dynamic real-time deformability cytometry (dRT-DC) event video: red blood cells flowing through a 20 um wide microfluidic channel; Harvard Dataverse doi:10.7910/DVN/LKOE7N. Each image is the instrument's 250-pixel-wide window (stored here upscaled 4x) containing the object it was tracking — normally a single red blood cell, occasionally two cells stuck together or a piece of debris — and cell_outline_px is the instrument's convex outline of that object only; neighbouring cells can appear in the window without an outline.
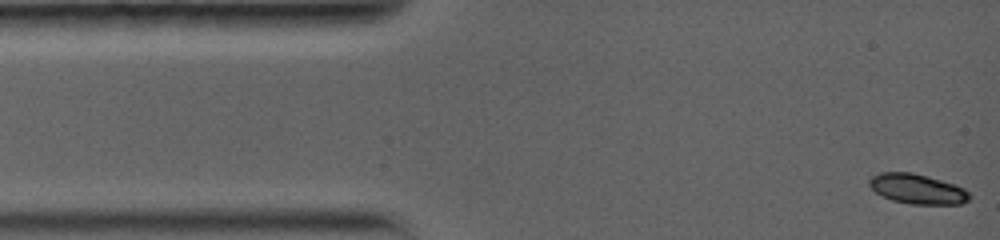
{"species": "common noctule bat (a hibernating species)", "species_latin": "Nyctalus noctula", "temperature_condition": "warm", "stored_images_in_passage": 69, "camera_frame_rate_fps": 5000, "um_per_image_px": 0.085, "animal": {"sex": "female", "body_mass_g": 19.0, "forearm_length_mm": 56.7}, "frame": {"image": 1, "passage_image": 1, "time_ms": 0.0, "image_size_px": [1000, 240], "cell_outline_px": [[972, 196], [968, 200], [960, 204], [912, 204], [892, 200], [876, 192], [868, 184], [868, 180], [872, 176], [880, 172], [912, 172], [928, 176], [964, 188]], "centroid_in_image_um": [77.96, 16.05], "position_along_channel_um": 7.0, "area_um2": 17.34}}
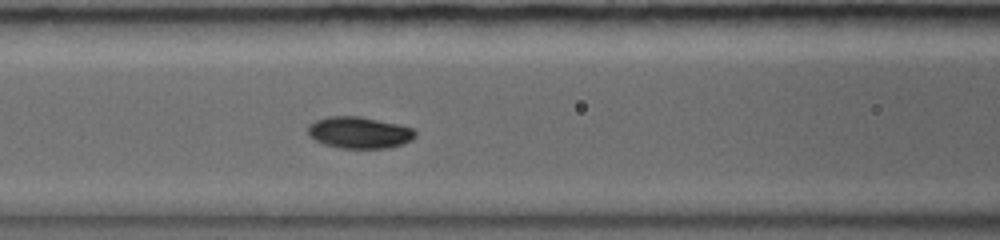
{"frame": {"image": 2, "passage_image": 28, "time_ms": 5.4, "image_size_px": [1000, 240], "cell_outline_px": [[416, 136], [412, 140], [404, 144], [388, 148], [340, 148], [324, 144], [308, 136], [308, 124], [316, 120], [328, 116], [360, 116], [396, 124], [412, 128], [416, 132]], "centroid_in_image_um": [30.53, 11.27], "position_along_channel_um": 136.1, "area_um2": 19.83}}
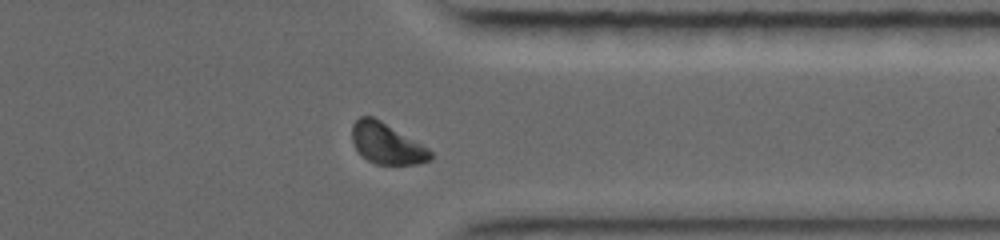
{"frame": {"image": 3, "passage_image": 60, "time_ms": 11.8, "image_size_px": [1000, 240], "cell_outline_px": [[432, 160], [416, 164], [376, 164], [368, 160], [356, 148], [352, 140], [352, 124], [360, 116], [372, 116], [380, 120], [428, 148], [432, 152]], "centroid_in_image_um": [32.87, 12.2], "position_along_channel_um": 378.5, "area_um2": 18.38}, "authors_computed_cell_mechanics": {"area_um2": 19.0162, "velocity_mm_per_s": 3.8123, "shape_relaxation_time_tau1_ms": 2.0092, "shape_relaxation_time_tau2_ms": null, "deformation_change_tau1": 0.1488, "deformation_change_tau2": null}}